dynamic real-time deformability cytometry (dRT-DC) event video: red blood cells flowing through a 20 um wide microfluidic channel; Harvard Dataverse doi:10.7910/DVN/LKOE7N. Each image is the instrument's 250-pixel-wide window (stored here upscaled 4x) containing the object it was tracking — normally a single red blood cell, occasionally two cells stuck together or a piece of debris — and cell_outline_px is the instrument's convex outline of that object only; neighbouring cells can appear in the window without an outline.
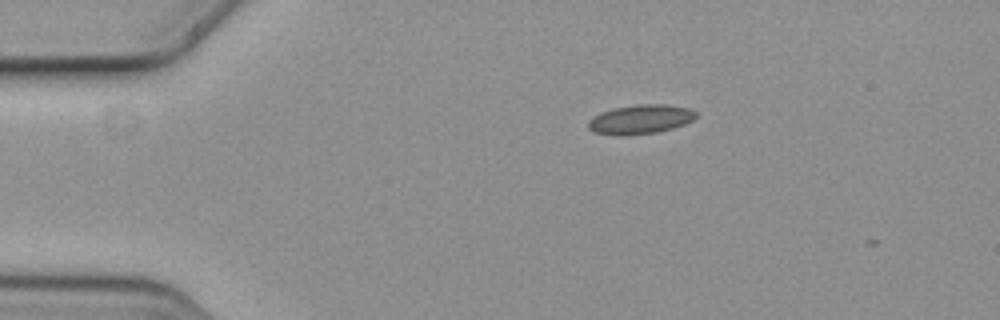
{"species": "common noctule bat (a hibernating species)", "species_latin": "Nyctalus noctula", "temperature_condition": "cold", "stored_images_in_passage": 2, "camera_frame_rate_fps": 3000, "um_per_image_px": 0.085, "animal": {"sex": "female", "body_mass_g": 19.3, "forearm_length_mm": 54.1}, "frame": {"image": 1, "passage_image": 1, "time_ms": 0.0, "image_size_px": [1000, 320], "cell_outline_px": [[696, 116], [692, 120], [684, 124], [672, 128], [656, 132], [628, 136], [616, 136], [592, 132], [588, 128], [588, 120], [592, 116], [612, 108], [636, 104], [668, 104], [688, 108], [696, 112]], "centroid_in_image_um": [54.38, 10.15], "position_along_channel_um": 30.6, "area_um2": 18.61}}